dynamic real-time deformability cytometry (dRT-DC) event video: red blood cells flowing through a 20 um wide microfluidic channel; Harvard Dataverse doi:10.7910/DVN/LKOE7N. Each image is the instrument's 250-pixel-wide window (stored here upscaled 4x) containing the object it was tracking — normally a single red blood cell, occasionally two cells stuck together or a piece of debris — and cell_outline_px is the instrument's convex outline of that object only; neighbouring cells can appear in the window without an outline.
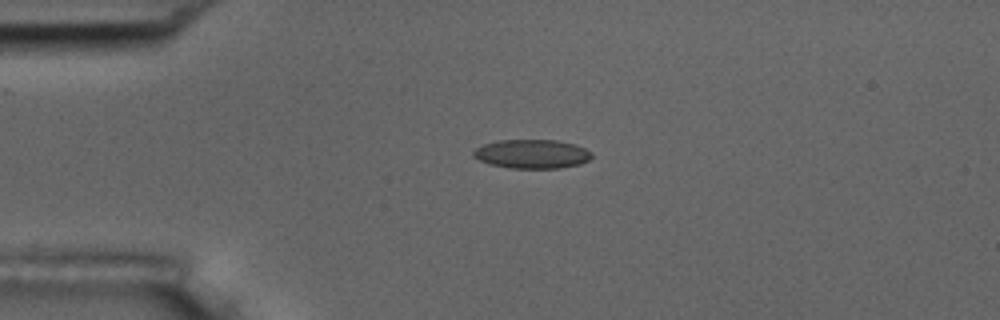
{"species": "common noctule bat (a hibernating species)", "species_latin": "Nyctalus noctula", "temperature_condition": "room temperature", "stored_images_in_passage": 5, "camera_frame_rate_fps": 3000, "um_per_image_px": 0.085, "animal": {"sex": "male", "body_mass_g": 17.5, "forearm_length_mm": 52.3}, "frame": {"image": 1, "passage_image": 3, "time_ms": 2.0, "image_size_px": [1000, 320], "cell_outline_px": [[592, 156], [588, 160], [580, 164], [560, 168], [512, 168], [492, 164], [480, 160], [472, 156], [472, 152], [476, 148], [484, 144], [496, 140], [556, 140], [576, 144], [592, 152]], "centroid_in_image_um": [45.23, 13.08], "position_along_channel_um": 39.8, "area_um2": 19.94}}